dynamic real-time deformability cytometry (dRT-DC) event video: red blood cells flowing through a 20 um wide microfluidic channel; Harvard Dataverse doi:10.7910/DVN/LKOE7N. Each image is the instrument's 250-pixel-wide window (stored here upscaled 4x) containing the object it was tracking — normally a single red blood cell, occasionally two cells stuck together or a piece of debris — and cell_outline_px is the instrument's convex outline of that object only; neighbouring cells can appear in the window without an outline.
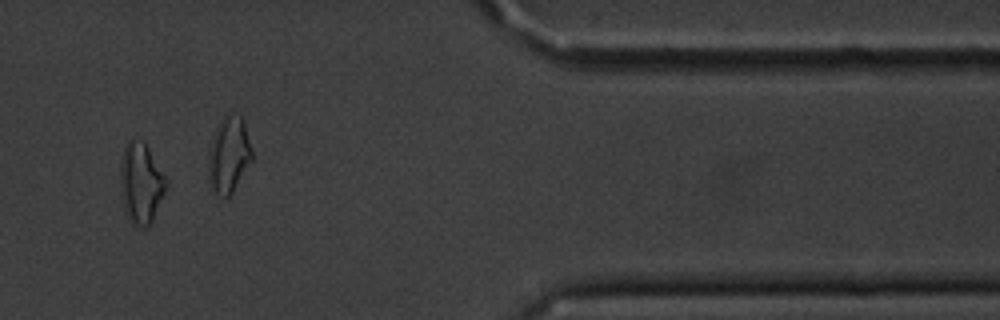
{"species": "common noctule bat (a hibernating species)", "species_latin": "Nyctalus noctula", "temperature_condition": "cold", "stored_images_in_passage": 15, "camera_frame_rate_fps": 3000, "um_per_image_px": 0.085, "animal": {"sex": "male", "body_mass_g": 20.1, "forearm_length_mm": 53.5}, "frame": {"image": 1, "passage_image": 13, "time_ms": 15.667, "image_size_px": [1000, 320], "cell_outline_px": [[168, 184], [152, 220], [144, 228], [132, 224], [124, 208], [120, 192], [120, 164], [124, 144], [132, 136], [144, 140], [168, 180]], "centroid_in_image_um": [11.96, 15.48], "position_along_channel_um": 399.4, "area_um2": 21.91}, "authors_computed_cell_mechanics": {"area_um2": 17.3978, "velocity_mm_per_s": 3.6427, "shape_relaxation_time_tau1_ms": 9.1512, "shape_relaxation_time_tau2_ms": null, "deformation_change_tau1": 0.2107, "deformation_change_tau2": null}}